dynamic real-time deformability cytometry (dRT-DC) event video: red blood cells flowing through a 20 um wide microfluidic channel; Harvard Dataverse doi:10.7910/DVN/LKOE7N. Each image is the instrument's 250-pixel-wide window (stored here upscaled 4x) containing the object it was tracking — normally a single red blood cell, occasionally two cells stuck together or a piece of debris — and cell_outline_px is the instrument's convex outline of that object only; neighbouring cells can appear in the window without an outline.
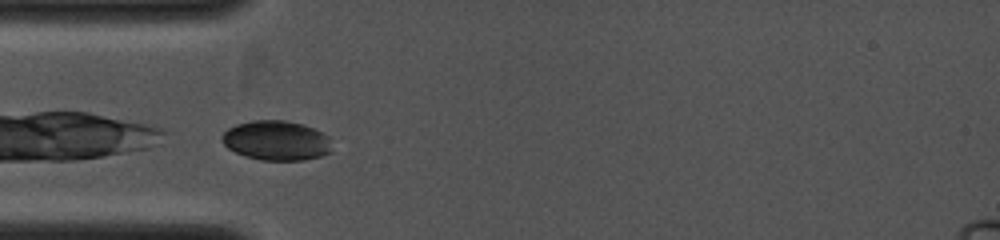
{"species": "common noctule bat (a hibernating species)", "species_latin": "Nyctalus noctula", "temperature_condition": "cold", "stored_images_in_passage": 2, "camera_frame_rate_fps": 4000, "um_per_image_px": 0.085, "animal": {"sex": "female", "body_mass_g": 19.0, "forearm_length_mm": 53.3}, "frame": {"image": 1, "passage_image": 1, "time_ms": 0.0, "image_size_px": [1000, 240], "cell_outline_px": [[332, 152], [320, 156], [304, 160], [260, 160], [244, 156], [228, 148], [224, 144], [220, 136], [228, 128], [236, 124], [252, 120], [284, 120], [304, 124], [328, 136]], "centroid_in_image_um": [23.47, 11.94], "position_along_channel_um": 61.5, "area_um2": 25.49}}
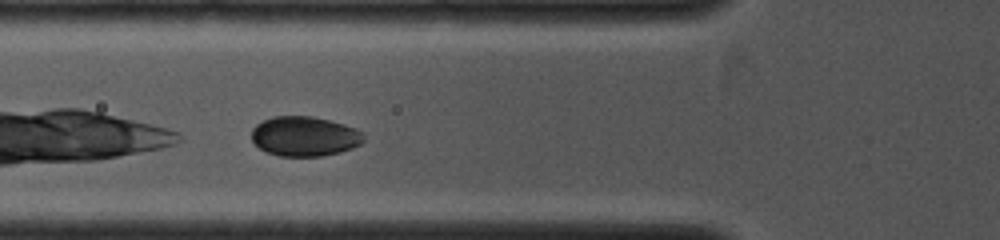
{"frame": {"image": 2, "passage_image": 2, "time_ms": 0.75, "image_size_px": [1000, 240], "cell_outline_px": [[364, 140], [360, 144], [352, 148], [340, 152], [320, 156], [280, 156], [268, 152], [260, 148], [252, 140], [252, 128], [256, 124], [272, 116], [312, 116], [344, 124], [356, 128], [364, 132]], "centroid_in_image_um": [25.9, 11.58], "position_along_channel_um": 99.9, "area_um2": 26.01}}